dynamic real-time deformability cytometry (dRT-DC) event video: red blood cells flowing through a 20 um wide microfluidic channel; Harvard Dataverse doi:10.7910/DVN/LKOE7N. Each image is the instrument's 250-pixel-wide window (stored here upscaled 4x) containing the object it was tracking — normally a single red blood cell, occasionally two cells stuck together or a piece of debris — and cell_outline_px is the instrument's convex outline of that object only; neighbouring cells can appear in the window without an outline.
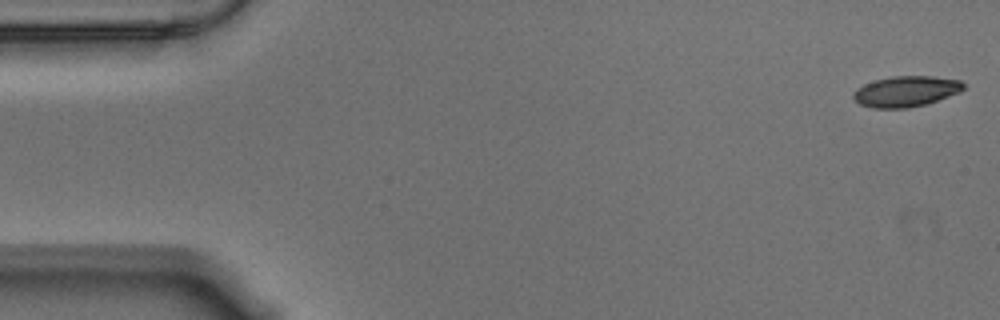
{"species": "Egyptian fruit bat (a non-hibernating species)", "species_latin": "Rousettus aegyptiacus", "temperature_condition": "warm", "stored_images_in_passage": 11, "camera_frame_rate_fps": 3000, "um_per_image_px": 0.085, "animal": {"sex": "male"}, "frame": {"image": 1, "passage_image": 1, "time_ms": 0.0, "image_size_px": [1000, 320], "cell_outline_px": [[964, 88], [960, 92], [924, 104], [908, 108], [872, 108], [860, 104], [852, 96], [852, 92], [856, 88], [864, 84], [876, 80], [892, 76], [932, 76], [960, 80], [964, 84]], "centroid_in_image_um": [76.98, 7.76], "position_along_channel_um": 8.0, "area_um2": 19.59}}